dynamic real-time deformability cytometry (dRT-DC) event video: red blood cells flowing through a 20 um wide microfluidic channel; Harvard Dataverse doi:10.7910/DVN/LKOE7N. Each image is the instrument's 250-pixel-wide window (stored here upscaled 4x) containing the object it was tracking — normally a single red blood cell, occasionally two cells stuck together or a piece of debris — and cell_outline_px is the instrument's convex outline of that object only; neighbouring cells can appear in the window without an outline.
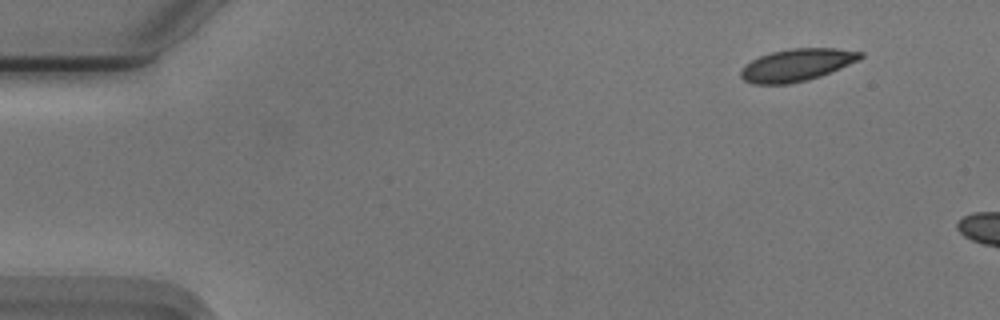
{"species": "Egyptian fruit bat (a non-hibernating species)", "species_latin": "Rousettus aegyptiacus", "temperature_condition": "cold", "stored_images_in_passage": 10, "camera_frame_rate_fps": 3000, "um_per_image_px": 0.085, "animal": {"sex": "male"}, "frame": {"image": 1, "passage_image": 1, "time_ms": 0.0, "image_size_px": [1000, 320], "cell_outline_px": [[864, 56], [840, 68], [820, 76], [808, 80], [788, 84], [752, 84], [744, 80], [740, 76], [740, 72], [744, 64], [760, 56], [772, 52], [792, 48], [836, 48], [864, 52]], "centroid_in_image_um": [67.7, 5.52], "position_along_channel_um": 17.3, "area_um2": 22.43}}